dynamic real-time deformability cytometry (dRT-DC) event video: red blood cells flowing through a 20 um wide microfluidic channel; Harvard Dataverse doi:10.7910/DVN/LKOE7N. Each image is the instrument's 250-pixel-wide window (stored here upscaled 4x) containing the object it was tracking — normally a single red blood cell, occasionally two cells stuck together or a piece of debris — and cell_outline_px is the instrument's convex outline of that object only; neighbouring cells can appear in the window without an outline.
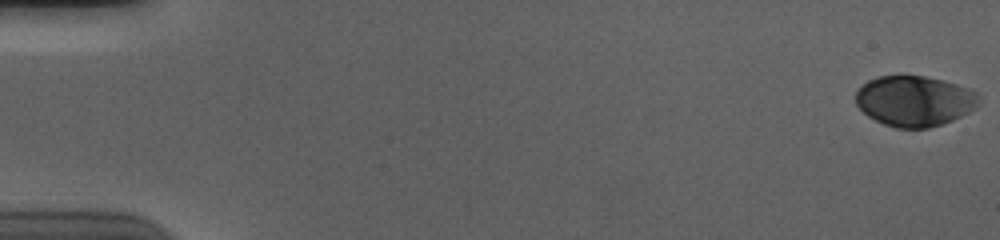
{"species": "human", "species_latin": "Homo sapiens", "temperature_condition": "cold", "stored_images_in_passage": 57, "camera_frame_rate_fps": 3000, "um_per_image_px": 0.085, "donor": {"sex": "male"}, "frame": {"image": 1, "passage_image": 1, "time_ms": 0.0, "image_size_px": [1000, 240], "cell_outline_px": [[980, 96], [976, 108], [952, 120], [928, 128], [896, 128], [884, 124], [868, 116], [856, 104], [856, 92], [868, 80], [880, 76], [924, 76], [944, 80], [968, 88], [976, 92]], "centroid_in_image_um": [77.74, 8.58], "position_along_channel_um": 7.3, "area_um2": 36.01}}
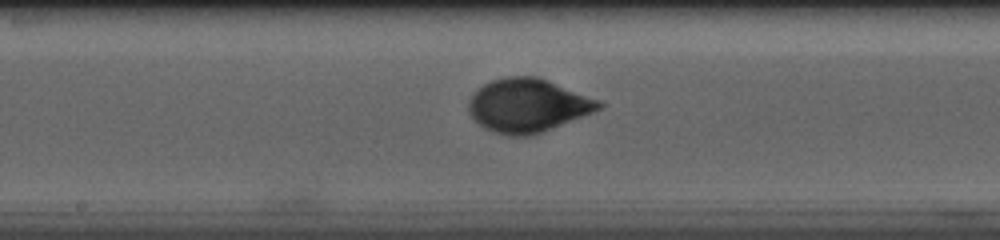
{"frame": {"image": 2, "passage_image": 31, "time_ms": 10.0, "image_size_px": [1000, 240], "cell_outline_px": [[604, 104], [600, 108], [592, 112], [532, 136], [508, 136], [492, 132], [484, 128], [468, 112], [468, 104], [472, 96], [484, 84], [492, 80], [508, 76], [536, 76], [600, 100]], "centroid_in_image_um": [44.84, 8.97], "position_along_channel_um": 203.4, "area_um2": 40.17}}
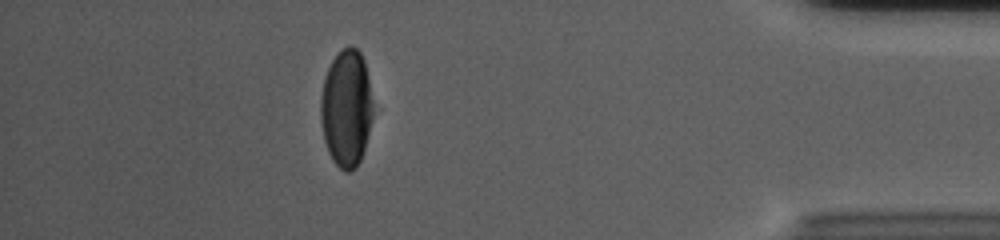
{"frame": {"image": 3, "passage_image": 51, "time_ms": 16.667, "image_size_px": [1000, 240], "cell_outline_px": [[372, 120], [364, 148], [360, 160], [356, 168], [348, 172], [344, 172], [332, 160], [328, 152], [324, 140], [320, 120], [320, 100], [324, 80], [328, 68], [332, 60], [348, 44], [356, 48], [360, 52], [364, 60], [372, 100]], "centroid_in_image_um": [29.43, 9.22], "position_along_channel_um": 405.8, "area_um2": 35.66}, "authors_computed_cell_mechanics": {"area_um2": 37.859, "velocity_mm_per_s": 3.6758, "shape_relaxation_time_tau1_ms": 3.2976, "shape_relaxation_time_tau2_ms": null, "deformation_change_tau1": 0.1568, "deformation_change_tau2": null}}